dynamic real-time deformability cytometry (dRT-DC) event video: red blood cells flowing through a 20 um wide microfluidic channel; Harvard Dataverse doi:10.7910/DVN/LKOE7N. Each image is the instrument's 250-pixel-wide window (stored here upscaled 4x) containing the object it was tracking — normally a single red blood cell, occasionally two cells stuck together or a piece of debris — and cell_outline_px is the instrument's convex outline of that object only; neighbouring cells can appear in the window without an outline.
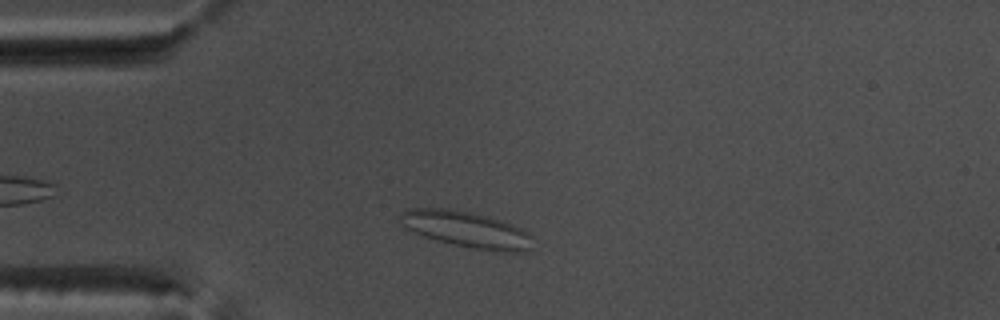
{"species": "common noctule bat (a hibernating species)", "species_latin": "Nyctalus noctula", "temperature_condition": "warm", "stored_images_in_passage": 38, "camera_frame_rate_fps": 3000, "um_per_image_px": 0.085, "animal": {"sex": "male", "body_mass_g": 17.5, "forearm_length_mm": 52.3}, "frame": {"image": 1, "passage_image": 7, "time_ms": 2.0, "image_size_px": [1000, 320], "cell_outline_px": [[532, 236], [528, 252], [508, 252], [472, 248], [452, 244], [436, 240], [412, 232], [404, 228], [400, 224], [400, 212], [408, 208], [448, 208], [472, 212], [488, 216], [500, 220], [520, 228], [528, 232]], "centroid_in_image_um": [39.59, 19.49], "position_along_channel_um": 45.4, "area_um2": 28.03}}
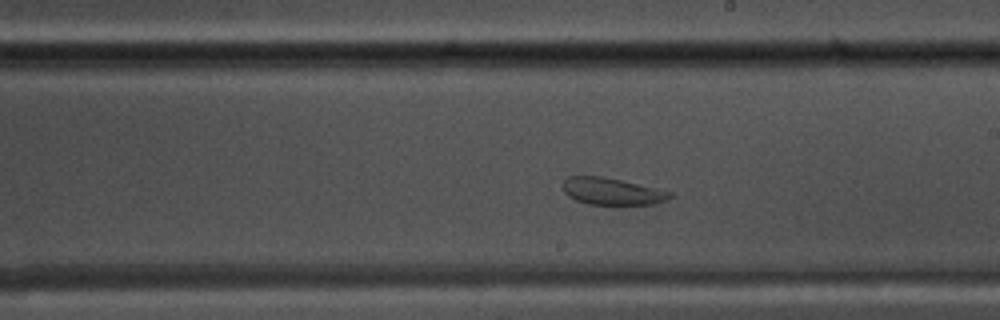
{"frame": {"image": 2, "passage_image": 24, "time_ms": 7.667, "image_size_px": [1000, 320], "cell_outline_px": [[672, 196], [656, 204], [620, 208], [588, 204], [576, 200], [568, 196], [560, 188], [564, 176], [600, 176], [620, 180], [672, 192]], "centroid_in_image_um": [51.97, 16.32], "position_along_channel_um": 237.0, "area_um2": 17.74}}
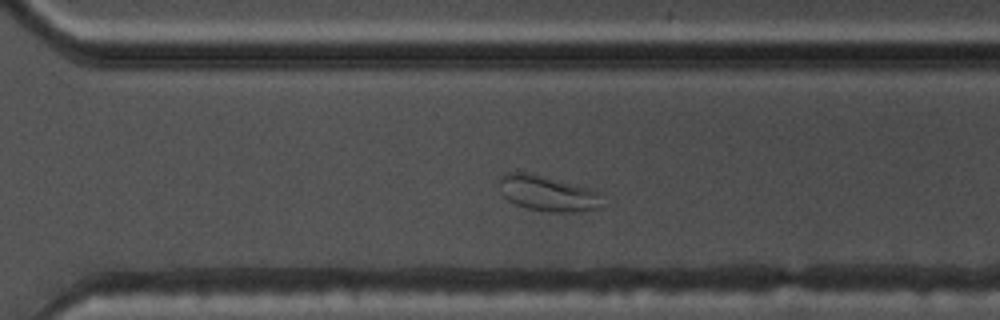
{"frame": {"image": 3, "passage_image": 31, "time_ms": 10.0, "image_size_px": [1000, 320], "cell_outline_px": [[600, 208], [572, 212], [552, 212], [528, 208], [516, 204], [508, 200], [500, 192], [496, 184], [496, 180], [500, 176], [508, 172], [528, 172], [592, 188], [600, 192]], "centroid_in_image_um": [46.49, 16.41], "position_along_channel_um": 324.1, "area_um2": 21.56}}